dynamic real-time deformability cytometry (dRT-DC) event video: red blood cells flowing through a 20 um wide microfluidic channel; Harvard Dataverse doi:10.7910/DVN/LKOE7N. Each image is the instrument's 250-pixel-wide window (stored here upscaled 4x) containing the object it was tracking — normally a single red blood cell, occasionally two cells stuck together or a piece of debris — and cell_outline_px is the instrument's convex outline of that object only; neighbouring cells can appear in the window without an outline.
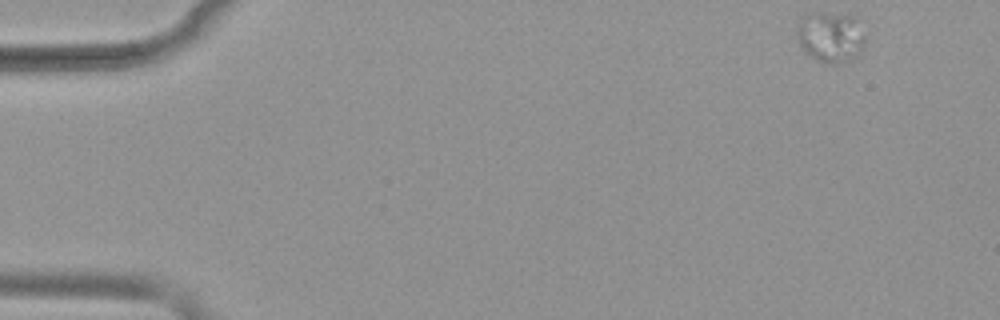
{"species": "common noctule bat (a hibernating species)", "species_latin": "Nyctalus noctula", "temperature_condition": "warm", "stored_images_in_passage": 12, "camera_frame_rate_fps": 3000, "um_per_image_px": 0.085, "animal": {"sex": "female", "body_mass_g": 19.9}, "frame": {"image": 1, "passage_image": 1, "time_ms": 0.0, "image_size_px": [1000, 320], "cell_outline_px": [[864, 44], [860, 52], [856, 56], [840, 64], [828, 64], [816, 60], [804, 52], [800, 48], [796, 32], [796, 28], [800, 16], [808, 12], [820, 12], [856, 16], [864, 36]], "centroid_in_image_um": [70.54, 3.13], "position_along_channel_um": 14.5, "area_um2": 20.63}}